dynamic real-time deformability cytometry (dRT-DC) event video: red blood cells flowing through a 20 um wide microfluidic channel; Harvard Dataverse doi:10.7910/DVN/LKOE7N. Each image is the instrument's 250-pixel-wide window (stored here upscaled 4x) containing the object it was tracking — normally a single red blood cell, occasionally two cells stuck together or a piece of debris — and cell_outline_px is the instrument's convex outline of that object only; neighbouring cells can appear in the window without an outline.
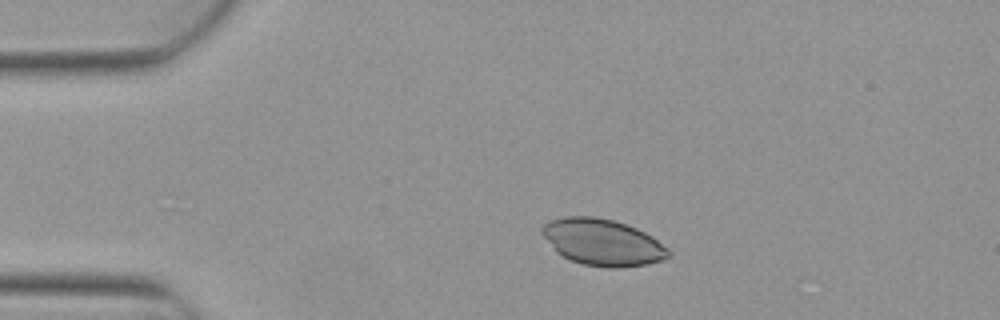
{"species": "Egyptian fruit bat (a non-hibernating species)", "species_latin": "Rousettus aegyptiacus", "temperature_condition": "warm", "stored_images_in_passage": 2, "camera_frame_rate_fps": 3000, "um_per_image_px": 0.085, "animal": {"sex": "female"}, "frame": {"image": 1, "passage_image": 1, "time_ms": 0.0, "image_size_px": [1000, 320], "cell_outline_px": [[668, 256], [660, 260], [648, 264], [620, 268], [608, 268], [580, 264], [556, 252], [540, 232], [540, 228], [544, 224], [552, 220], [564, 216], [592, 216], [612, 220], [636, 228], [652, 236], [668, 248]], "centroid_in_image_um": [51.19, 20.6], "position_along_channel_um": 33.8, "area_um2": 34.1}}